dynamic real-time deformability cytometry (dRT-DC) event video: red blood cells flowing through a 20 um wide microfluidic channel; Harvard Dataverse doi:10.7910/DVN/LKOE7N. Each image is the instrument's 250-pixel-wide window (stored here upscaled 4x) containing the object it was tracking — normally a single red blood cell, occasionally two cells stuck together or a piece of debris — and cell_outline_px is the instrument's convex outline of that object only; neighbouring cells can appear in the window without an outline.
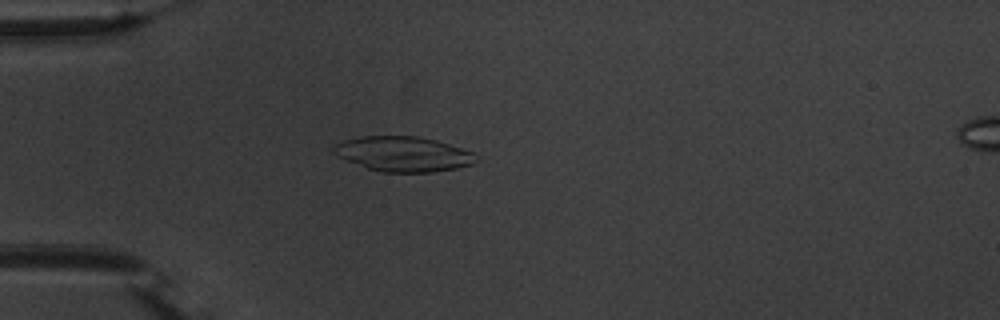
{"species": "common noctule bat (a hibernating species)", "species_latin": "Nyctalus noctula", "temperature_condition": "warm", "stored_images_in_passage": 54, "camera_frame_rate_fps": 3000, "um_per_image_px": 0.085, "animal": {"sex": "male", "body_mass_g": 20.1, "forearm_length_mm": 53.5}, "frame": {"image": 1, "passage_image": 16, "time_ms": 5.0, "image_size_px": [1000, 320], "cell_outline_px": [[480, 160], [472, 164], [456, 168], [432, 172], [380, 172], [368, 168], [336, 156], [332, 152], [332, 148], [336, 144], [344, 140], [360, 136], [416, 136], [436, 140], [472, 152]], "centroid_in_image_um": [34.26, 13.09], "position_along_channel_um": 50.7, "area_um2": 28.96}}
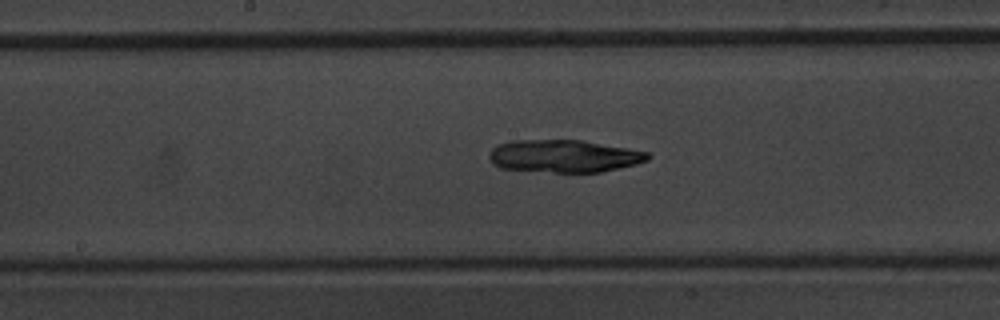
{"frame": {"image": 2, "passage_image": 29, "time_ms": 9.333, "image_size_px": [1000, 320], "cell_outline_px": [[652, 156], [648, 160], [636, 164], [600, 172], [552, 172], [500, 168], [492, 164], [488, 156], [492, 148], [496, 144], [512, 140], [584, 140], [628, 148], [648, 152]], "centroid_in_image_um": [47.92, 13.26], "position_along_channel_um": 200.3, "area_um2": 30.29}}
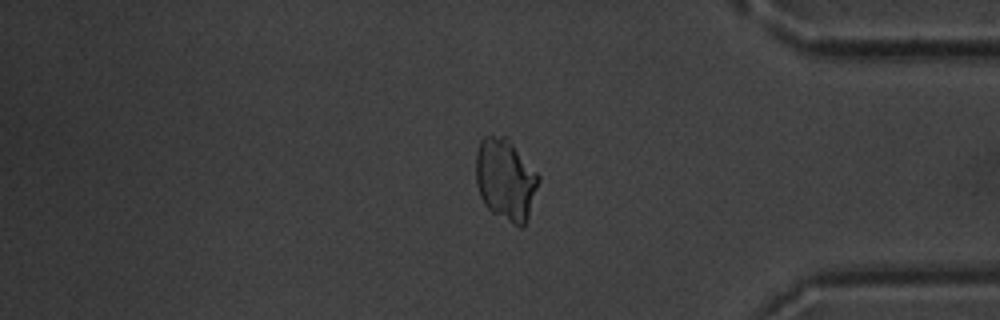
{"frame": {"image": 3, "passage_image": 46, "time_ms": 15.0, "image_size_px": [1000, 320], "cell_outline_px": [[540, 180], [528, 220], [524, 228], [520, 228], [492, 212], [484, 204], [480, 196], [476, 184], [476, 152], [480, 140], [484, 136], [508, 136], [540, 176]], "centroid_in_image_um": [42.99, 15.26], "position_along_channel_um": 392.2, "area_um2": 30.35}, "authors_computed_cell_mechanics": {"area_um2": 29.7092, "velocity_mm_per_s": 3.7457, "shape_relaxation_time_tau1_ms": 9.2883, "shape_relaxation_time_tau2_ms": null, "deformation_change_tau1": 0.1902, "deformation_change_tau2": null}}